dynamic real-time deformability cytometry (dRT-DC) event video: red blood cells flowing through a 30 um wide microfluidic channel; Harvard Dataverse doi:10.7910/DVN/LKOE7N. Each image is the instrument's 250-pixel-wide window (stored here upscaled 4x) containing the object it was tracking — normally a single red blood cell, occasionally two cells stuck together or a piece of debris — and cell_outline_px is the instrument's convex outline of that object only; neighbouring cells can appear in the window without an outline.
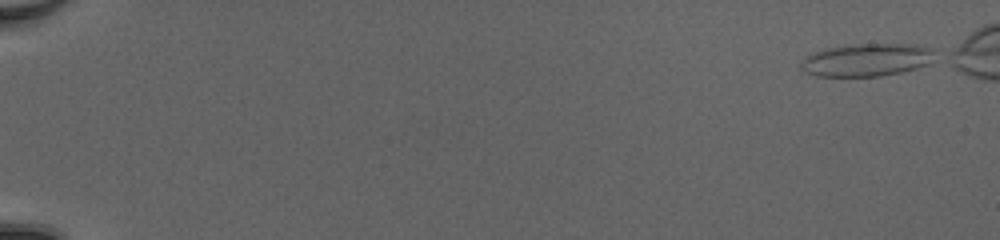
{"species": "common noctule bat (a hibernating species)", "species_latin": "Nyctalus noctula", "temperature_condition": "cold", "stored_images_in_passage": 48, "camera_frame_rate_fps": 3000, "um_per_image_px": 0.085, "animal": {"sex": "female", "body_mass_g": 20.0, "forearm_length_mm": 54.0}, "frame": {"image": 1, "passage_image": 1, "time_ms": 0.0, "image_size_px": [1000, 240], "cell_outline_px": [[936, 52], [928, 64], [916, 68], [900, 72], [880, 76], [816, 76], [804, 72], [800, 68], [800, 64], [808, 56], [816, 52], [828, 48], [856, 44], [916, 44], [936, 48]], "centroid_in_image_um": [73.72, 5.09], "position_along_channel_um": 11.3, "area_um2": 25.49}}
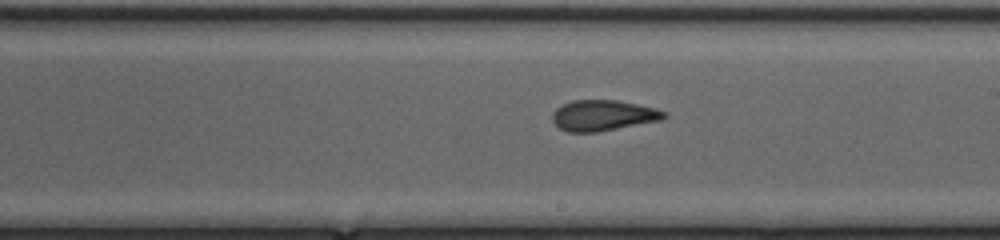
{"frame": {"image": 2, "passage_image": 31, "time_ms": 10.0, "image_size_px": [1000, 240], "cell_outline_px": [[668, 116], [660, 120], [596, 132], [568, 132], [560, 128], [552, 120], [552, 112], [556, 108], [572, 100], [616, 100], [656, 108], [668, 112]], "centroid_in_image_um": [51.26, 9.8], "position_along_channel_um": 237.7, "area_um2": 19.88}}
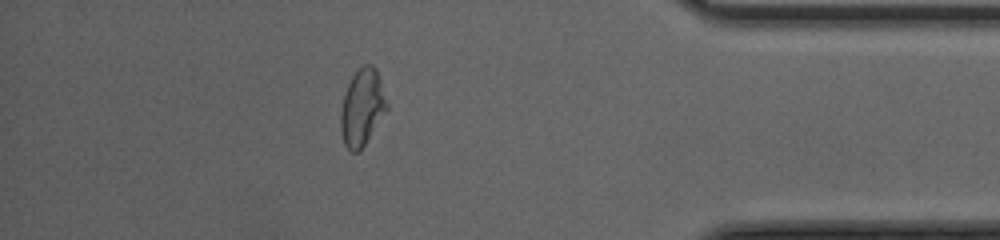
{"frame": {"image": 3, "passage_image": 45, "time_ms": 14.667, "image_size_px": [1000, 240], "cell_outline_px": [[388, 108], [360, 152], [352, 152], [344, 144], [340, 132], [340, 112], [344, 92], [352, 76], [364, 64], [372, 64], [376, 68], [388, 104]], "centroid_in_image_um": [30.76, 9.15], "position_along_channel_um": 404.4, "area_um2": 20.69}}